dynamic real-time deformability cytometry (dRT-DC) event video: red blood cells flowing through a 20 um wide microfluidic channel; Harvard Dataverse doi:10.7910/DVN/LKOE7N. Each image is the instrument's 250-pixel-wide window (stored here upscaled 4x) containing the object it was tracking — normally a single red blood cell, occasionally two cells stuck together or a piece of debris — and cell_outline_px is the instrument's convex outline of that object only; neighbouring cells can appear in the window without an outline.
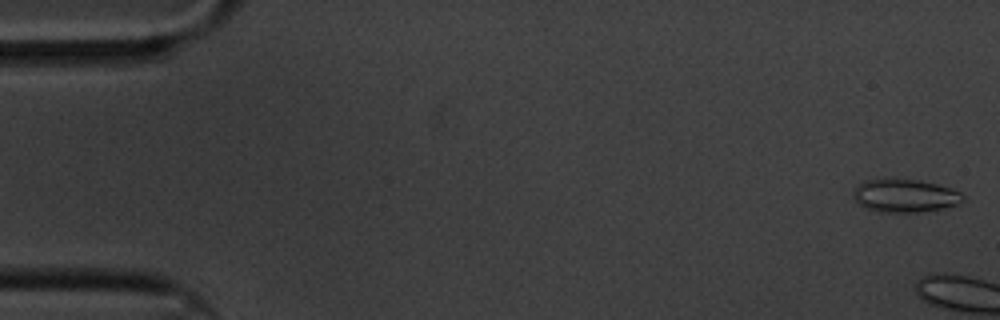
{"species": "common noctule bat (a hibernating species)", "species_latin": "Nyctalus noctula", "temperature_condition": "cold", "stored_images_in_passage": 16, "camera_frame_rate_fps": 3000, "um_per_image_px": 0.085, "animal": {"sex": "male", "body_mass_g": 20.1, "forearm_length_mm": 53.5}, "frame": {"image": 1, "passage_image": 1, "time_ms": 0.0, "image_size_px": [1000, 320], "cell_outline_px": [[964, 200], [956, 204], [944, 208], [920, 212], [876, 212], [864, 208], [852, 196], [852, 192], [860, 184], [868, 180], [884, 176], [920, 180], [952, 188], [960, 192], [964, 196]], "centroid_in_image_um": [76.89, 16.61], "position_along_channel_um": 8.1, "area_um2": 21.68}}